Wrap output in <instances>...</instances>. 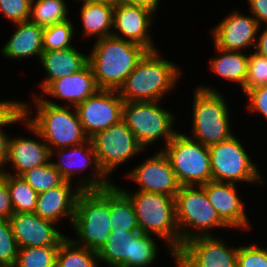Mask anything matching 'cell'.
Wrapping results in <instances>:
<instances>
[{"label": "cell", "instance_id": "1", "mask_svg": "<svg viewBox=\"0 0 267 267\" xmlns=\"http://www.w3.org/2000/svg\"><path fill=\"white\" fill-rule=\"evenodd\" d=\"M168 59L159 49L148 51L118 90L123 101L166 102L172 92L176 93L185 73L177 62Z\"/></svg>", "mask_w": 267, "mask_h": 267}, {"label": "cell", "instance_id": "2", "mask_svg": "<svg viewBox=\"0 0 267 267\" xmlns=\"http://www.w3.org/2000/svg\"><path fill=\"white\" fill-rule=\"evenodd\" d=\"M202 84V85H201ZM199 83L193 88L191 97V126L190 131L182 130L188 137L210 147L229 139L233 132L231 105L223 91L210 84ZM229 104V106H228Z\"/></svg>", "mask_w": 267, "mask_h": 267}, {"label": "cell", "instance_id": "3", "mask_svg": "<svg viewBox=\"0 0 267 267\" xmlns=\"http://www.w3.org/2000/svg\"><path fill=\"white\" fill-rule=\"evenodd\" d=\"M31 96L30 102L21 100L25 119L41 134L50 151L76 146L89 139L75 107L52 105L39 95Z\"/></svg>", "mask_w": 267, "mask_h": 267}, {"label": "cell", "instance_id": "4", "mask_svg": "<svg viewBox=\"0 0 267 267\" xmlns=\"http://www.w3.org/2000/svg\"><path fill=\"white\" fill-rule=\"evenodd\" d=\"M88 63L99 89L119 90L148 50L139 45L116 38L104 37L91 42Z\"/></svg>", "mask_w": 267, "mask_h": 267}, {"label": "cell", "instance_id": "5", "mask_svg": "<svg viewBox=\"0 0 267 267\" xmlns=\"http://www.w3.org/2000/svg\"><path fill=\"white\" fill-rule=\"evenodd\" d=\"M131 201L140 232L161 239L175 254L180 250L175 197L146 191H132L114 183Z\"/></svg>", "mask_w": 267, "mask_h": 267}, {"label": "cell", "instance_id": "6", "mask_svg": "<svg viewBox=\"0 0 267 267\" xmlns=\"http://www.w3.org/2000/svg\"><path fill=\"white\" fill-rule=\"evenodd\" d=\"M158 240L160 242L161 239L140 231L111 230L107 242L97 252L99 265L100 267L102 264L103 267L107 265V267H153L154 263L159 265L157 261L160 262L161 256L158 255L161 253L159 248L161 246L167 251L168 259L172 258L176 264V254L166 244L159 246Z\"/></svg>", "mask_w": 267, "mask_h": 267}, {"label": "cell", "instance_id": "7", "mask_svg": "<svg viewBox=\"0 0 267 267\" xmlns=\"http://www.w3.org/2000/svg\"><path fill=\"white\" fill-rule=\"evenodd\" d=\"M110 186L100 190H82L76 199V209L70 229L76 237H68L77 245L96 252L111 233Z\"/></svg>", "mask_w": 267, "mask_h": 267}, {"label": "cell", "instance_id": "8", "mask_svg": "<svg viewBox=\"0 0 267 267\" xmlns=\"http://www.w3.org/2000/svg\"><path fill=\"white\" fill-rule=\"evenodd\" d=\"M164 101H124L122 120L145 150L161 144L163 149L179 131L177 114ZM159 144H158V143ZM153 145V146H152ZM150 147V148H149Z\"/></svg>", "mask_w": 267, "mask_h": 267}, {"label": "cell", "instance_id": "9", "mask_svg": "<svg viewBox=\"0 0 267 267\" xmlns=\"http://www.w3.org/2000/svg\"><path fill=\"white\" fill-rule=\"evenodd\" d=\"M175 210L180 248L183 243L198 236H219L214 233L218 229L225 233L232 231L220 218L201 186H181L175 196Z\"/></svg>", "mask_w": 267, "mask_h": 267}, {"label": "cell", "instance_id": "10", "mask_svg": "<svg viewBox=\"0 0 267 267\" xmlns=\"http://www.w3.org/2000/svg\"><path fill=\"white\" fill-rule=\"evenodd\" d=\"M240 136L233 135L227 140L209 148L212 180L237 185L265 186L266 180L260 165L249 155L251 150L243 143ZM259 165V166H258ZM259 185V186H258Z\"/></svg>", "mask_w": 267, "mask_h": 267}, {"label": "cell", "instance_id": "11", "mask_svg": "<svg viewBox=\"0 0 267 267\" xmlns=\"http://www.w3.org/2000/svg\"><path fill=\"white\" fill-rule=\"evenodd\" d=\"M50 161L65 181L76 183L81 190H100L114 183V179L100 168L91 139L76 146L50 151Z\"/></svg>", "mask_w": 267, "mask_h": 267}, {"label": "cell", "instance_id": "12", "mask_svg": "<svg viewBox=\"0 0 267 267\" xmlns=\"http://www.w3.org/2000/svg\"><path fill=\"white\" fill-rule=\"evenodd\" d=\"M180 186H202L212 180L209 148L178 131L161 149Z\"/></svg>", "mask_w": 267, "mask_h": 267}, {"label": "cell", "instance_id": "13", "mask_svg": "<svg viewBox=\"0 0 267 267\" xmlns=\"http://www.w3.org/2000/svg\"><path fill=\"white\" fill-rule=\"evenodd\" d=\"M90 139L98 164L110 179L118 167L121 169L122 165L133 162L131 159L134 160L139 155H147L144 154L147 150L138 142L123 120L99 131Z\"/></svg>", "mask_w": 267, "mask_h": 267}, {"label": "cell", "instance_id": "14", "mask_svg": "<svg viewBox=\"0 0 267 267\" xmlns=\"http://www.w3.org/2000/svg\"><path fill=\"white\" fill-rule=\"evenodd\" d=\"M222 235L198 236L183 243L174 267H237L239 244L231 245Z\"/></svg>", "mask_w": 267, "mask_h": 267}, {"label": "cell", "instance_id": "15", "mask_svg": "<svg viewBox=\"0 0 267 267\" xmlns=\"http://www.w3.org/2000/svg\"><path fill=\"white\" fill-rule=\"evenodd\" d=\"M131 167L125 178L137 185V190L175 197L181 187L174 170L162 150L153 152Z\"/></svg>", "mask_w": 267, "mask_h": 267}, {"label": "cell", "instance_id": "16", "mask_svg": "<svg viewBox=\"0 0 267 267\" xmlns=\"http://www.w3.org/2000/svg\"><path fill=\"white\" fill-rule=\"evenodd\" d=\"M228 13L209 28L212 44L227 51H253L260 27L257 20L250 12L237 10V6Z\"/></svg>", "mask_w": 267, "mask_h": 267}, {"label": "cell", "instance_id": "17", "mask_svg": "<svg viewBox=\"0 0 267 267\" xmlns=\"http://www.w3.org/2000/svg\"><path fill=\"white\" fill-rule=\"evenodd\" d=\"M151 10L115 0L111 36L145 47L148 51L159 49L153 40L151 28L159 17ZM156 18V19H155ZM158 18V19H157Z\"/></svg>", "mask_w": 267, "mask_h": 267}, {"label": "cell", "instance_id": "18", "mask_svg": "<svg viewBox=\"0 0 267 267\" xmlns=\"http://www.w3.org/2000/svg\"><path fill=\"white\" fill-rule=\"evenodd\" d=\"M124 101L117 90L99 89L75 108L83 131L90 139L96 133L119 123Z\"/></svg>", "mask_w": 267, "mask_h": 267}, {"label": "cell", "instance_id": "19", "mask_svg": "<svg viewBox=\"0 0 267 267\" xmlns=\"http://www.w3.org/2000/svg\"><path fill=\"white\" fill-rule=\"evenodd\" d=\"M31 136H12L9 142L8 158L2 173L21 176L27 170L50 161V150L41 134L24 119L20 124Z\"/></svg>", "mask_w": 267, "mask_h": 267}, {"label": "cell", "instance_id": "20", "mask_svg": "<svg viewBox=\"0 0 267 267\" xmlns=\"http://www.w3.org/2000/svg\"><path fill=\"white\" fill-rule=\"evenodd\" d=\"M239 186L211 180L201 187L205 190L209 202L216 209L220 218L233 231L236 230L237 233L238 231L243 233L247 231L249 233L253 230L254 223H251L250 218H248L251 210H247L246 199L241 196L242 192L239 193Z\"/></svg>", "mask_w": 267, "mask_h": 267}, {"label": "cell", "instance_id": "21", "mask_svg": "<svg viewBox=\"0 0 267 267\" xmlns=\"http://www.w3.org/2000/svg\"><path fill=\"white\" fill-rule=\"evenodd\" d=\"M9 221L19 248L60 245L69 235L54 222L42 219L35 213H13Z\"/></svg>", "mask_w": 267, "mask_h": 267}, {"label": "cell", "instance_id": "22", "mask_svg": "<svg viewBox=\"0 0 267 267\" xmlns=\"http://www.w3.org/2000/svg\"><path fill=\"white\" fill-rule=\"evenodd\" d=\"M98 90L93 70L88 63L80 71L53 81L39 96L52 105L76 107ZM58 99L61 103L56 101Z\"/></svg>", "mask_w": 267, "mask_h": 267}, {"label": "cell", "instance_id": "23", "mask_svg": "<svg viewBox=\"0 0 267 267\" xmlns=\"http://www.w3.org/2000/svg\"><path fill=\"white\" fill-rule=\"evenodd\" d=\"M74 184L64 181L56 188L39 193L34 213L57 225H61L65 219L68 222L66 224L71 227L75 215L76 199L82 191Z\"/></svg>", "mask_w": 267, "mask_h": 267}, {"label": "cell", "instance_id": "24", "mask_svg": "<svg viewBox=\"0 0 267 267\" xmlns=\"http://www.w3.org/2000/svg\"><path fill=\"white\" fill-rule=\"evenodd\" d=\"M76 47L42 52L39 65L42 67L41 70L44 71V79L37 83L38 89L41 90L38 93L32 91L30 94L39 95L53 81L76 73L88 64V54Z\"/></svg>", "mask_w": 267, "mask_h": 267}, {"label": "cell", "instance_id": "25", "mask_svg": "<svg viewBox=\"0 0 267 267\" xmlns=\"http://www.w3.org/2000/svg\"><path fill=\"white\" fill-rule=\"evenodd\" d=\"M15 26L9 39L1 46L0 55L3 59L20 61L21 59H37L39 62L43 52V31L44 28L38 26L30 20L14 23Z\"/></svg>", "mask_w": 267, "mask_h": 267}, {"label": "cell", "instance_id": "26", "mask_svg": "<svg viewBox=\"0 0 267 267\" xmlns=\"http://www.w3.org/2000/svg\"><path fill=\"white\" fill-rule=\"evenodd\" d=\"M78 19L81 21L80 36L96 41L111 36L113 30V10L115 1H81ZM90 39V40H89Z\"/></svg>", "mask_w": 267, "mask_h": 267}, {"label": "cell", "instance_id": "27", "mask_svg": "<svg viewBox=\"0 0 267 267\" xmlns=\"http://www.w3.org/2000/svg\"><path fill=\"white\" fill-rule=\"evenodd\" d=\"M216 56L209 58L208 68L211 73L219 76L223 82L236 85L239 91L245 93V80L247 77L248 53L240 51H227L213 45ZM231 82V83H230Z\"/></svg>", "mask_w": 267, "mask_h": 267}, {"label": "cell", "instance_id": "28", "mask_svg": "<svg viewBox=\"0 0 267 267\" xmlns=\"http://www.w3.org/2000/svg\"><path fill=\"white\" fill-rule=\"evenodd\" d=\"M111 230L140 231L136 213L130 199L113 183L110 186Z\"/></svg>", "mask_w": 267, "mask_h": 267}, {"label": "cell", "instance_id": "29", "mask_svg": "<svg viewBox=\"0 0 267 267\" xmlns=\"http://www.w3.org/2000/svg\"><path fill=\"white\" fill-rule=\"evenodd\" d=\"M68 0H32L29 20L43 28L71 18Z\"/></svg>", "mask_w": 267, "mask_h": 267}, {"label": "cell", "instance_id": "30", "mask_svg": "<svg viewBox=\"0 0 267 267\" xmlns=\"http://www.w3.org/2000/svg\"><path fill=\"white\" fill-rule=\"evenodd\" d=\"M94 250L74 243L68 236L60 243L56 267H100Z\"/></svg>", "mask_w": 267, "mask_h": 267}, {"label": "cell", "instance_id": "31", "mask_svg": "<svg viewBox=\"0 0 267 267\" xmlns=\"http://www.w3.org/2000/svg\"><path fill=\"white\" fill-rule=\"evenodd\" d=\"M6 184L14 213H34L38 193L21 177L6 173Z\"/></svg>", "mask_w": 267, "mask_h": 267}, {"label": "cell", "instance_id": "32", "mask_svg": "<svg viewBox=\"0 0 267 267\" xmlns=\"http://www.w3.org/2000/svg\"><path fill=\"white\" fill-rule=\"evenodd\" d=\"M72 18L44 28L42 39L43 51L63 50L76 46L77 42L74 40L77 35L76 26L78 24L76 23L77 20L73 21Z\"/></svg>", "mask_w": 267, "mask_h": 267}, {"label": "cell", "instance_id": "33", "mask_svg": "<svg viewBox=\"0 0 267 267\" xmlns=\"http://www.w3.org/2000/svg\"><path fill=\"white\" fill-rule=\"evenodd\" d=\"M21 177L39 194L60 186L65 180L60 172L48 163L24 172Z\"/></svg>", "mask_w": 267, "mask_h": 267}, {"label": "cell", "instance_id": "34", "mask_svg": "<svg viewBox=\"0 0 267 267\" xmlns=\"http://www.w3.org/2000/svg\"><path fill=\"white\" fill-rule=\"evenodd\" d=\"M60 245L19 248L16 267H56Z\"/></svg>", "mask_w": 267, "mask_h": 267}, {"label": "cell", "instance_id": "35", "mask_svg": "<svg viewBox=\"0 0 267 267\" xmlns=\"http://www.w3.org/2000/svg\"><path fill=\"white\" fill-rule=\"evenodd\" d=\"M24 119L25 114L21 99L0 119V170L5 166L7 161L11 139V133L9 134L6 129L8 127L12 128L11 126L15 124H18V127Z\"/></svg>", "mask_w": 267, "mask_h": 267}, {"label": "cell", "instance_id": "36", "mask_svg": "<svg viewBox=\"0 0 267 267\" xmlns=\"http://www.w3.org/2000/svg\"><path fill=\"white\" fill-rule=\"evenodd\" d=\"M239 244L237 267H267V246L255 242ZM257 243V244H256Z\"/></svg>", "mask_w": 267, "mask_h": 267}, {"label": "cell", "instance_id": "37", "mask_svg": "<svg viewBox=\"0 0 267 267\" xmlns=\"http://www.w3.org/2000/svg\"><path fill=\"white\" fill-rule=\"evenodd\" d=\"M18 251L10 221L0 219V265L16 264Z\"/></svg>", "mask_w": 267, "mask_h": 267}, {"label": "cell", "instance_id": "38", "mask_svg": "<svg viewBox=\"0 0 267 267\" xmlns=\"http://www.w3.org/2000/svg\"><path fill=\"white\" fill-rule=\"evenodd\" d=\"M267 78V59L257 52L248 53L247 77L245 80V92L248 89L262 86Z\"/></svg>", "mask_w": 267, "mask_h": 267}, {"label": "cell", "instance_id": "39", "mask_svg": "<svg viewBox=\"0 0 267 267\" xmlns=\"http://www.w3.org/2000/svg\"><path fill=\"white\" fill-rule=\"evenodd\" d=\"M245 99V109L247 114L259 115L264 118L265 125L267 123V86H257L255 88L248 89L242 96Z\"/></svg>", "mask_w": 267, "mask_h": 267}, {"label": "cell", "instance_id": "40", "mask_svg": "<svg viewBox=\"0 0 267 267\" xmlns=\"http://www.w3.org/2000/svg\"><path fill=\"white\" fill-rule=\"evenodd\" d=\"M32 0H0V15L11 24L27 21L30 18Z\"/></svg>", "mask_w": 267, "mask_h": 267}, {"label": "cell", "instance_id": "41", "mask_svg": "<svg viewBox=\"0 0 267 267\" xmlns=\"http://www.w3.org/2000/svg\"><path fill=\"white\" fill-rule=\"evenodd\" d=\"M13 207L6 184V173L0 172V219L9 220Z\"/></svg>", "mask_w": 267, "mask_h": 267}, {"label": "cell", "instance_id": "42", "mask_svg": "<svg viewBox=\"0 0 267 267\" xmlns=\"http://www.w3.org/2000/svg\"><path fill=\"white\" fill-rule=\"evenodd\" d=\"M247 12L257 20L260 27L267 26V0H246Z\"/></svg>", "mask_w": 267, "mask_h": 267}, {"label": "cell", "instance_id": "43", "mask_svg": "<svg viewBox=\"0 0 267 267\" xmlns=\"http://www.w3.org/2000/svg\"><path fill=\"white\" fill-rule=\"evenodd\" d=\"M125 4L132 5V6H141L147 8L154 12L157 16L159 15L158 11H160L159 6L162 7L163 0H119Z\"/></svg>", "mask_w": 267, "mask_h": 267}, {"label": "cell", "instance_id": "44", "mask_svg": "<svg viewBox=\"0 0 267 267\" xmlns=\"http://www.w3.org/2000/svg\"><path fill=\"white\" fill-rule=\"evenodd\" d=\"M254 51L267 59V26L259 27Z\"/></svg>", "mask_w": 267, "mask_h": 267}, {"label": "cell", "instance_id": "45", "mask_svg": "<svg viewBox=\"0 0 267 267\" xmlns=\"http://www.w3.org/2000/svg\"><path fill=\"white\" fill-rule=\"evenodd\" d=\"M18 101H0V119L17 103Z\"/></svg>", "mask_w": 267, "mask_h": 267}, {"label": "cell", "instance_id": "46", "mask_svg": "<svg viewBox=\"0 0 267 267\" xmlns=\"http://www.w3.org/2000/svg\"><path fill=\"white\" fill-rule=\"evenodd\" d=\"M81 1H115V0H76V2H81Z\"/></svg>", "mask_w": 267, "mask_h": 267}, {"label": "cell", "instance_id": "47", "mask_svg": "<svg viewBox=\"0 0 267 267\" xmlns=\"http://www.w3.org/2000/svg\"><path fill=\"white\" fill-rule=\"evenodd\" d=\"M0 101H19V99H16V100H14V98L13 99H0Z\"/></svg>", "mask_w": 267, "mask_h": 267}, {"label": "cell", "instance_id": "48", "mask_svg": "<svg viewBox=\"0 0 267 267\" xmlns=\"http://www.w3.org/2000/svg\"><path fill=\"white\" fill-rule=\"evenodd\" d=\"M0 267H16V265H0Z\"/></svg>", "mask_w": 267, "mask_h": 267}, {"label": "cell", "instance_id": "49", "mask_svg": "<svg viewBox=\"0 0 267 267\" xmlns=\"http://www.w3.org/2000/svg\"><path fill=\"white\" fill-rule=\"evenodd\" d=\"M263 85H264V86H267V78H266V80H265V82H264Z\"/></svg>", "mask_w": 267, "mask_h": 267}]
</instances>
